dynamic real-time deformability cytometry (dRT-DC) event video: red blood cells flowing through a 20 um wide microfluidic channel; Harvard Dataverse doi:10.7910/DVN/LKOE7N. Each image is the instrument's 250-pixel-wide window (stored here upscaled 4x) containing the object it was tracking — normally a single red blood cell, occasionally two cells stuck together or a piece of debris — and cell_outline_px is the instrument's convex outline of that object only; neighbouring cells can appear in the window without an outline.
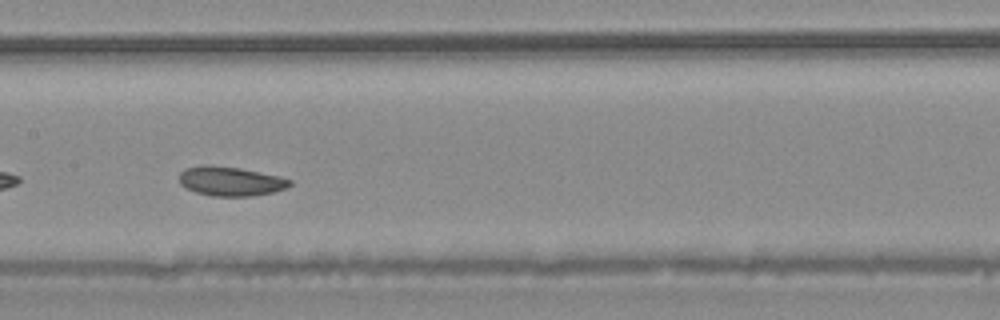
{"species": "common noctule bat (a hibernating species)", "species_latin": "Nyctalus noctula", "temperature_condition": "warm", "stored_images_in_passage": 38, "camera_frame_rate_fps": 3000, "um_per_image_px": 0.085, "animal": {"sex": "male", "body_mass_g": 20.4}, "frame": {"image": 1, "passage_image": 22, "time_ms": 7.0, "image_size_px": [1000, 320], "cell_outline_px": [[292, 184], [288, 188], [272, 192], [252, 196], [212, 196], [196, 192], [184, 188], [180, 184], [180, 172], [184, 168], [204, 164], [240, 168], [280, 176], [292, 180]], "centroid_in_image_um": [19.59, 15.4], "position_along_channel_um": 187.8, "area_um2": 19.07}, "authors_computed_cell_mechanics": {"area_um2": 19.7676, "velocity_mm_per_s": 4.1187, "shape_relaxation_time_tau1_ms": null, "shape_relaxation_time_tau2_ms": 8.5778, "deformation_change_tau1": null, "deformation_change_tau2": 0.1417}}